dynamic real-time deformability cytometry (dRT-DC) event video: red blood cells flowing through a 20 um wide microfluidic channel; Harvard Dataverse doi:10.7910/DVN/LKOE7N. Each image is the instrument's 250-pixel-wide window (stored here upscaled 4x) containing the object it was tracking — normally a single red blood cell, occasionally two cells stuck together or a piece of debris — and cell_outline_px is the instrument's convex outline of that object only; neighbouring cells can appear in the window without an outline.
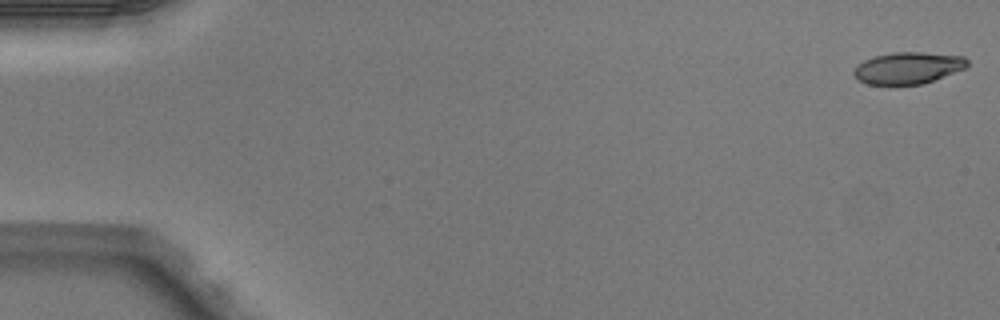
{"species": "Egyptian fruit bat (a non-hibernating species)", "species_latin": "Rousettus aegyptiacus", "temperature_condition": "warm", "stored_images_in_passage": 3, "camera_frame_rate_fps": 3000, "um_per_image_px": 0.085, "animal": {"sex": "male"}, "frame": {"image": 1, "passage_image": 1, "time_ms": 0.0, "image_size_px": [1000, 320], "cell_outline_px": [[968, 64], [964, 68], [932, 80], [920, 84], [888, 88], [868, 84], [860, 80], [852, 72], [864, 60], [872, 56], [892, 52], [924, 52], [964, 56], [968, 60]], "centroid_in_image_um": [77.13, 5.8], "position_along_channel_um": 7.9, "area_um2": 21.39}}